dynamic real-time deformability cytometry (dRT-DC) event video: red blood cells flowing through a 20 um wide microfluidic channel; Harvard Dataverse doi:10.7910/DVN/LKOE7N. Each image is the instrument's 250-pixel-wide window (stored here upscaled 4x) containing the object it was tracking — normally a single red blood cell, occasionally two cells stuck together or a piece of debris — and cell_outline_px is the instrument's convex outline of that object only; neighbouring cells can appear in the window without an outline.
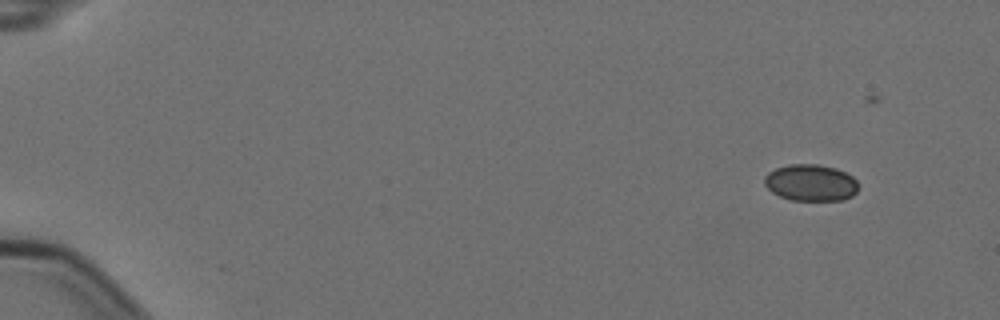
{"species": "Egyptian fruit bat (a non-hibernating species)", "species_latin": "Rousettus aegyptiacus", "temperature_condition": "cold", "stored_images_in_passage": 5, "camera_frame_rate_fps": 3000, "um_per_image_px": 0.085, "animal": {"sex": "female"}, "frame": {"image": 1, "passage_image": 1, "time_ms": 0.0, "image_size_px": [1000, 320], "cell_outline_px": [[856, 192], [852, 196], [844, 200], [792, 200], [780, 196], [772, 192], [764, 184], [764, 176], [768, 172], [776, 168], [788, 164], [816, 164], [836, 168], [852, 176], [856, 180]], "centroid_in_image_um": [68.89, 15.53], "position_along_channel_um": 16.1, "area_um2": 20.0}}
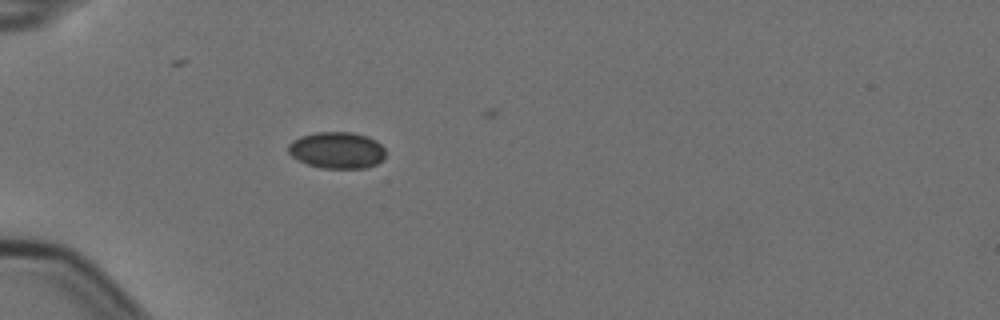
{"frame": {"image": 2, "passage_image": 4, "time_ms": 1.0, "image_size_px": [1000, 320], "cell_outline_px": [[384, 156], [376, 164], [368, 168], [320, 168], [308, 164], [292, 156], [288, 152], [288, 144], [292, 140], [300, 136], [316, 132], [352, 132], [368, 136], [376, 140], [384, 148]], "centroid_in_image_um": [28.63, 12.76], "position_along_channel_um": 56.4, "area_um2": 20.75}}